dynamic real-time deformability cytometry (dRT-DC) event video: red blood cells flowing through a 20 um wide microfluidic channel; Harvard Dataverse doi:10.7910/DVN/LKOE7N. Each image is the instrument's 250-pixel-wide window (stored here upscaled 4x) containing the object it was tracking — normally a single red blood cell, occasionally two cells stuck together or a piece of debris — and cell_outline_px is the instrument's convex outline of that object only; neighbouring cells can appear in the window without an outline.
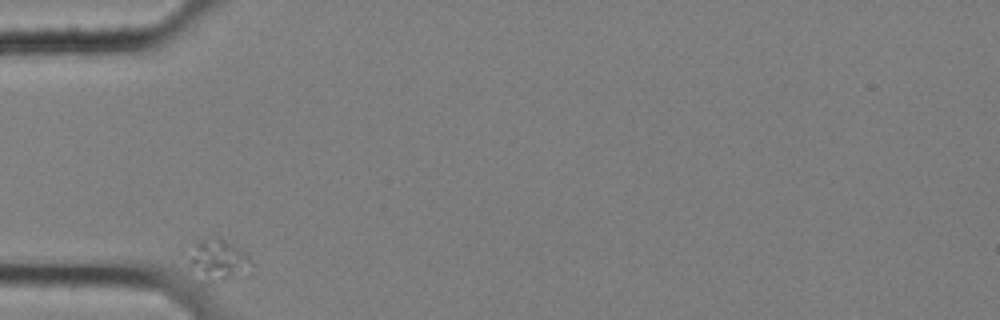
{"species": "common noctule bat (a hibernating species)", "species_latin": "Nyctalus noctula", "temperature_condition": "cold", "stored_images_in_passage": 35, "camera_frame_rate_fps": 3000, "um_per_image_px": 0.085, "animal": {"sex": "female", "body_mass_g": 25.1}, "frame": {"image": 1, "passage_image": 1, "time_ms": 0.0, "image_size_px": [1000, 320], "cell_outline_px": [[252, 272], [212, 280], [192, 264], [188, 260], [188, 252], [196, 244], [204, 240], [224, 240], [232, 244], [244, 252], [248, 256]], "centroid_in_image_um": [18.63, 22.04], "position_along_channel_um": 66.4, "area_um2": 13.18}}